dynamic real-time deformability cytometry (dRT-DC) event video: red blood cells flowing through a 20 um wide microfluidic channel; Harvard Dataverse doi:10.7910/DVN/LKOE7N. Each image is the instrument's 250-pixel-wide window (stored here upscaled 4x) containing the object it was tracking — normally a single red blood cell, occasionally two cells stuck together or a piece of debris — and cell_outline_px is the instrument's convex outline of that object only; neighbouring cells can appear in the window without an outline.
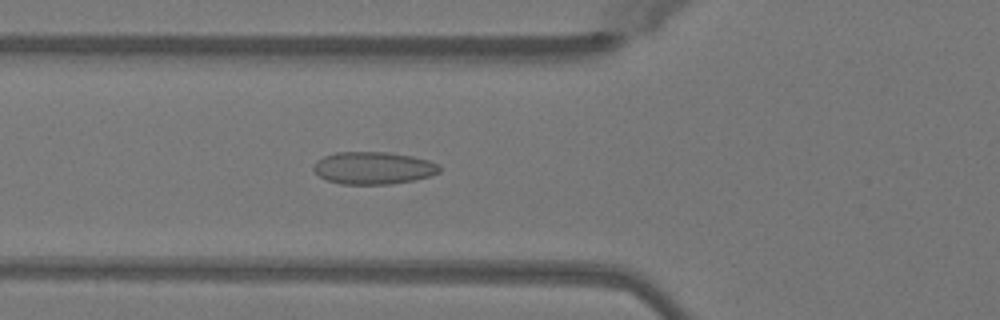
{"species": "Egyptian fruit bat (a non-hibernating species)", "species_latin": "Rousettus aegyptiacus", "temperature_condition": "warm", "stored_images_in_passage": 45, "camera_frame_rate_fps": 3000, "um_per_image_px": 0.085, "animal": {"sex": "female"}, "frame": {"image": 1, "passage_image": 19, "time_ms": 6.0, "image_size_px": [1000, 320], "cell_outline_px": [[440, 172], [432, 176], [412, 180], [388, 184], [340, 184], [328, 180], [320, 176], [312, 168], [316, 160], [324, 156], [336, 152], [388, 152], [412, 156], [428, 160], [440, 164]], "centroid_in_image_um": [31.75, 14.27], "position_along_channel_um": 94.1, "area_um2": 23.81}}
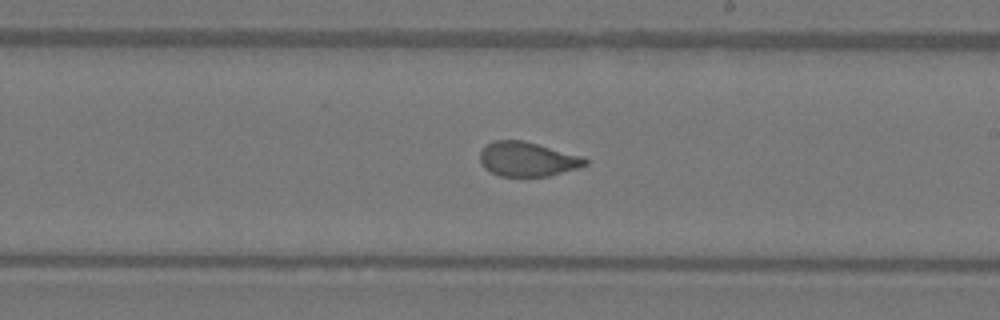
{"frame": {"image": 2, "passage_image": 30, "time_ms": 9.667, "image_size_px": [1000, 320], "cell_outline_px": [[588, 164], [576, 168], [548, 176], [500, 176], [484, 168], [480, 160], [480, 152], [488, 144], [496, 140], [524, 140], [584, 156], [588, 160]], "centroid_in_image_um": [44.86, 13.52], "position_along_channel_um": 244.1, "area_um2": 21.04}}
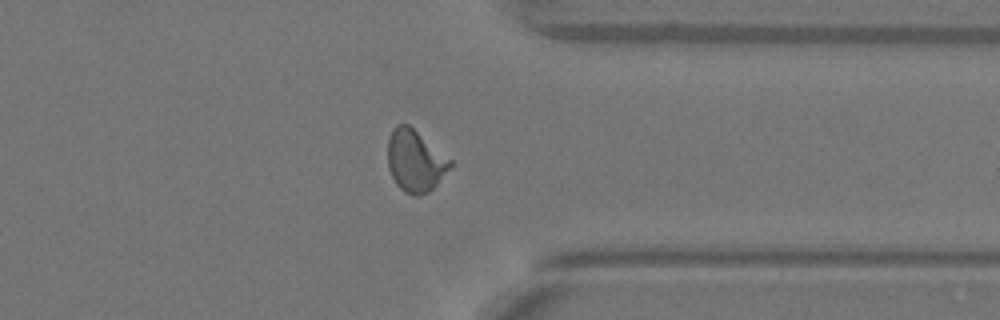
{"frame": {"image": 3, "passage_image": 40, "time_ms": 13.0, "image_size_px": [1000, 320], "cell_outline_px": [[452, 168], [428, 192], [420, 196], [412, 196], [404, 192], [396, 184], [388, 168], [388, 136], [396, 124], [408, 124], [452, 160]], "centroid_in_image_um": [35.29, 13.69], "position_along_channel_um": 376.1, "area_um2": 22.6}}